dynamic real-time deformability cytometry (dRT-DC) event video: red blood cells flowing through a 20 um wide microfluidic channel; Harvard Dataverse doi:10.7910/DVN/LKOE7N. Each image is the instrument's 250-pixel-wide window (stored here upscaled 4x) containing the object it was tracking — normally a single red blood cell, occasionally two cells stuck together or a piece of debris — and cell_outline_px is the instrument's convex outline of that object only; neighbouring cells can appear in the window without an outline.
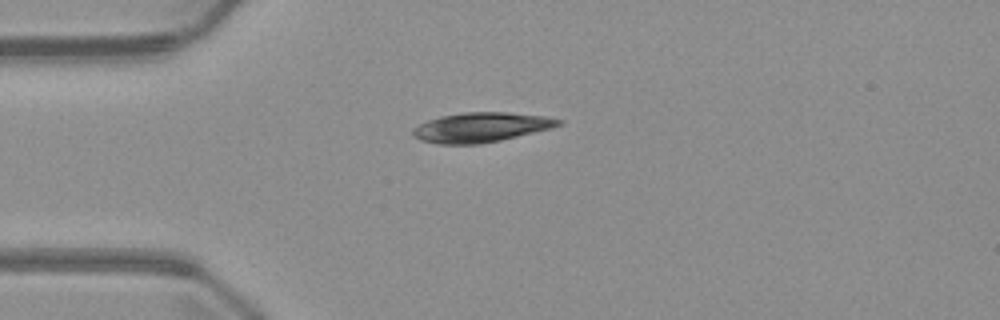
{"species": "common noctule bat (a hibernating species)", "species_latin": "Nyctalus noctula", "temperature_condition": "warm", "stored_images_in_passage": 2, "camera_frame_rate_fps": 3000, "um_per_image_px": 0.085, "animal": {"sex": "male", "body_mass_g": 23.1, "forearm_length_mm": 52.7}, "frame": {"image": 1, "passage_image": 1, "time_ms": 0.0, "image_size_px": [1000, 320], "cell_outline_px": [[564, 120], [560, 124], [552, 128], [500, 140], [480, 144], [436, 144], [420, 140], [412, 136], [412, 128], [428, 120], [440, 116], [464, 112], [504, 112], [548, 116]], "centroid_in_image_um": [40.87, 10.82], "position_along_channel_um": 44.1, "area_um2": 25.26}}